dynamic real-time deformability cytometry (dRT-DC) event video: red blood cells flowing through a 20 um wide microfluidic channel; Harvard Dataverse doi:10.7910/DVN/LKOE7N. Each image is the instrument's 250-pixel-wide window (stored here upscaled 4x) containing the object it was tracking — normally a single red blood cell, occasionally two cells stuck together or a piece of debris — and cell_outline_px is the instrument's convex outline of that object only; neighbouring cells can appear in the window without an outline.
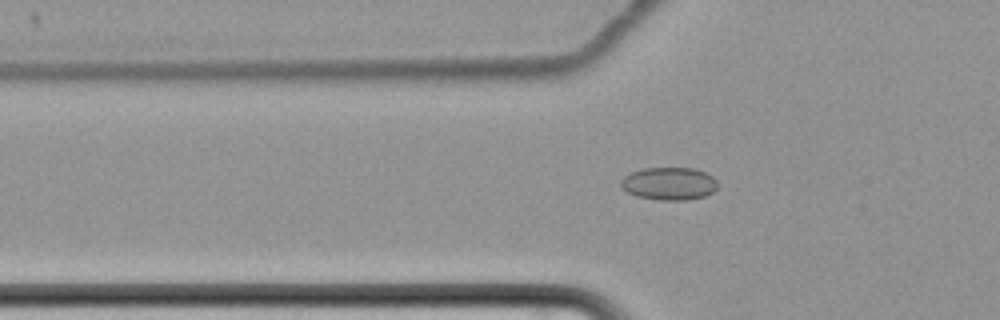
{"species": "common noctule bat (a hibernating species)", "species_latin": "Nyctalus noctula", "temperature_condition": "cold", "stored_images_in_passage": 59, "camera_frame_rate_fps": 3000, "um_per_image_px": 0.085, "animal": {"sex": "female", "body_mass_g": 22.7, "forearm_length_mm": 54.2}, "frame": {"image": 1, "passage_image": 19, "time_ms": 6.0, "image_size_px": [1000, 320], "cell_outline_px": [[716, 188], [712, 192], [704, 196], [688, 200], [660, 200], [636, 196], [628, 192], [620, 184], [620, 180], [624, 176], [632, 172], [644, 168], [696, 168], [712, 176], [716, 180]], "centroid_in_image_um": [56.87, 15.6], "position_along_channel_um": 68.9, "area_um2": 18.38}}
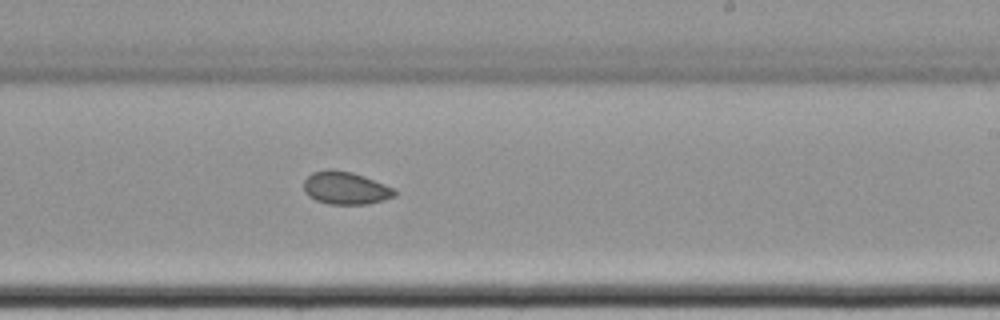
{"frame": {"image": 2, "passage_image": 36, "time_ms": 11.667, "image_size_px": [1000, 320], "cell_outline_px": [[396, 196], [384, 200], [368, 204], [328, 204], [316, 200], [308, 196], [304, 192], [304, 180], [312, 172], [328, 168], [332, 168], [352, 172], [364, 176], [384, 184], [392, 188], [396, 192]], "centroid_in_image_um": [29.34, 15.97], "position_along_channel_um": 259.7, "area_um2": 17.46}}
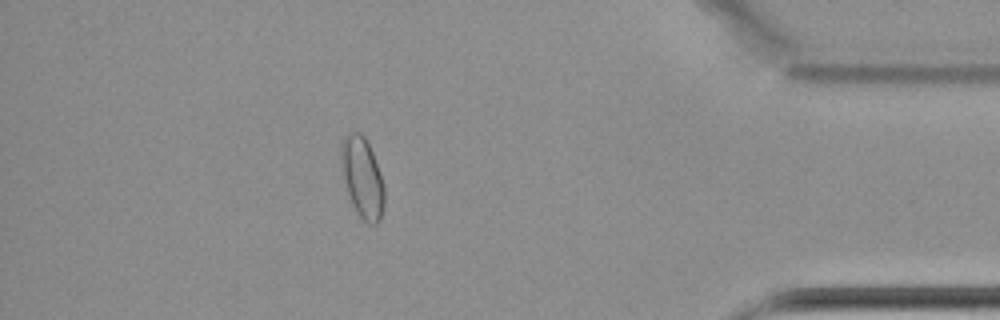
{"frame": {"image": 3, "passage_image": 52, "time_ms": 17.0, "image_size_px": [1000, 320], "cell_outline_px": [[384, 204], [380, 220], [376, 224], [368, 224], [356, 212], [352, 204], [340, 168], [340, 140], [348, 132], [360, 132], [364, 136], [372, 152], [384, 184]], "centroid_in_image_um": [30.77, 15.06], "position_along_channel_um": 404.4, "area_um2": 20.46}, "authors_computed_cell_mechanics": {"area_um2": 18.3804, "velocity_mm_per_s": 3.4235, "shape_relaxation_time_tau1_ms": null, "shape_relaxation_time_tau2_ms": 7.6, "deformation_change_tau1": null, "deformation_change_tau2": 0.0864}}